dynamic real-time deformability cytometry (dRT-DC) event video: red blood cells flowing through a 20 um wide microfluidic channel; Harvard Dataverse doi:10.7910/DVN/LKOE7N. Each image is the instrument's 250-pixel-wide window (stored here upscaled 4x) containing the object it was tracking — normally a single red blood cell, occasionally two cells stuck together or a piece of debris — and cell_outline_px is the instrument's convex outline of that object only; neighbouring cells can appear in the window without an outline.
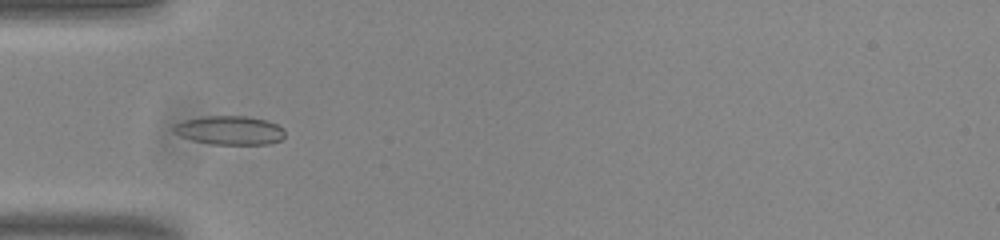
{"species": "common noctule bat (a hibernating species)", "species_latin": "Nyctalus noctula", "temperature_condition": "room temperature", "stored_images_in_passage": 53, "camera_frame_rate_fps": 3000, "um_per_image_px": 0.085, "animal": {"sex": "male", "body_mass_g": 20.0, "forearm_length_mm": 53.3}, "frame": {"image": 1, "passage_image": 17, "time_ms": 5.333, "image_size_px": [1000, 240], "cell_outline_px": [[284, 136], [280, 140], [268, 144], [212, 144], [192, 140], [180, 136], [172, 128], [176, 124], [184, 120], [204, 116], [248, 116], [264, 120], [276, 124], [284, 128]], "centroid_in_image_um": [19.53, 11.07], "position_along_channel_um": 65.5, "area_um2": 18.55}}
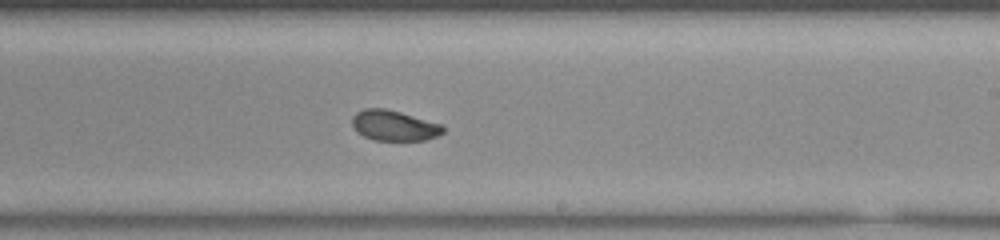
{"frame": {"image": 2, "passage_image": 32, "time_ms": 10.333, "image_size_px": [1000, 240], "cell_outline_px": [[444, 132], [436, 136], [424, 140], [372, 140], [356, 132], [352, 124], [352, 116], [356, 112], [364, 108], [384, 108], [400, 112], [440, 124], [444, 128]], "centroid_in_image_um": [33.44, 10.67], "position_along_channel_um": 255.6, "area_um2": 16.01}}
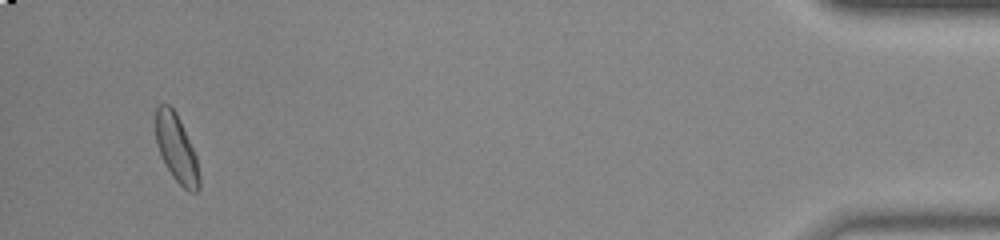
{"frame": {"image": 3, "passage_image": 51, "time_ms": 16.667, "image_size_px": [1000, 240], "cell_outline_px": [[200, 188], [196, 192], [188, 192], [172, 176], [160, 156], [156, 144], [156, 108], [160, 104], [168, 104], [176, 112], [180, 120], [196, 156], [200, 176]], "centroid_in_image_um": [15.0, 12.65], "position_along_channel_um": 420.2, "area_um2": 17.17}, "authors_computed_cell_mechanics": {"area_um2": 16.473, "velocity_mm_per_s": 3.8125, "shape_relaxation_time_tau1_ms": 3.1822, "shape_relaxation_time_tau2_ms": 1.8001, "deformation_change_tau1": 0.1153, "deformation_change_tau2": 0.0637}}